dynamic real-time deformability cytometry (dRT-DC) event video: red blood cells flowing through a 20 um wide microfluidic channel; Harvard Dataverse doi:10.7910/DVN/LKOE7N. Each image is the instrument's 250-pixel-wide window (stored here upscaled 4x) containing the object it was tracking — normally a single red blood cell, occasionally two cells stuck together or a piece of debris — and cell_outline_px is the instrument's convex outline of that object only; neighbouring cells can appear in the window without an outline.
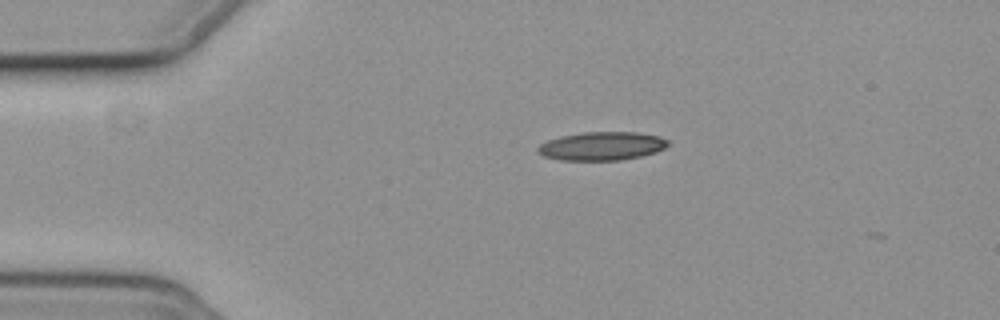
{"species": "common noctule bat (a hibernating species)", "species_latin": "Nyctalus noctula", "temperature_condition": "cold", "stored_images_in_passage": 4, "camera_frame_rate_fps": 3000, "um_per_image_px": 0.085, "animal": {"sex": "female", "body_mass_g": 19.3, "forearm_length_mm": 54.1}, "frame": {"image": 1, "passage_image": 1, "time_ms": 0.0, "image_size_px": [1000, 320], "cell_outline_px": [[668, 144], [664, 148], [656, 152], [640, 156], [620, 160], [560, 160], [544, 156], [536, 152], [536, 148], [540, 144], [548, 140], [560, 136], [584, 132], [636, 132], [660, 136], [668, 140]], "centroid_in_image_um": [51.13, 12.41], "position_along_channel_um": 33.9, "area_um2": 21.62}}